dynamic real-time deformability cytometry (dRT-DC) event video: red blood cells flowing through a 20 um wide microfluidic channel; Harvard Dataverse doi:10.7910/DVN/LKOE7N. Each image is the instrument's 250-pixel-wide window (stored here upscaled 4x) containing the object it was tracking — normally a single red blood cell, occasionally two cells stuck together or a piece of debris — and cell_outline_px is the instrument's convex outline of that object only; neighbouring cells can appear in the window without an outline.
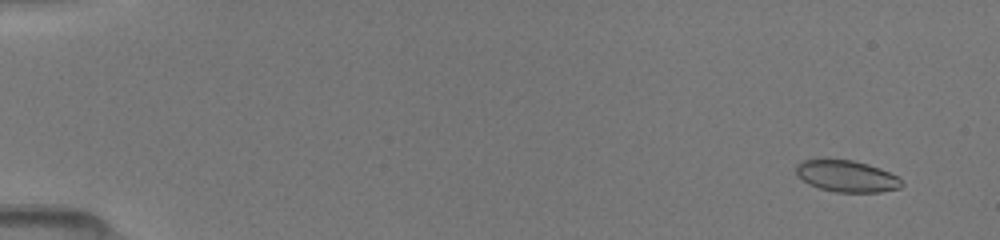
{"species": "common noctule bat (a hibernating species)", "species_latin": "Nyctalus noctula", "temperature_condition": "room temperature", "stored_images_in_passage": 11, "camera_frame_rate_fps": 3000, "um_per_image_px": 0.085, "animal": {"sex": "female", "body_mass_g": 19.5, "forearm_length_mm": 54.1}, "frame": {"image": 1, "passage_image": 2, "time_ms": 1.0, "image_size_px": [1000, 240], "cell_outline_px": [[904, 184], [900, 188], [880, 192], [836, 192], [820, 188], [808, 184], [796, 176], [796, 164], [804, 160], [824, 156], [852, 160], [868, 164], [880, 168], [896, 176]], "centroid_in_image_um": [71.89, 14.93], "position_along_channel_um": 13.1, "area_um2": 20.0}}
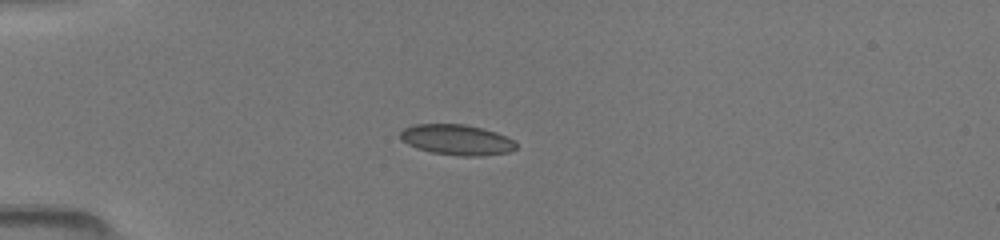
{"frame": {"image": 2, "passage_image": 10, "time_ms": 4.667, "image_size_px": [1000, 240], "cell_outline_px": [[516, 148], [508, 152], [484, 156], [460, 156], [432, 152], [416, 148], [400, 140], [400, 132], [404, 128], [416, 124], [464, 124], [496, 132], [512, 140], [516, 144]], "centroid_in_image_um": [38.79, 11.88], "position_along_channel_um": 46.2, "area_um2": 20.46}}